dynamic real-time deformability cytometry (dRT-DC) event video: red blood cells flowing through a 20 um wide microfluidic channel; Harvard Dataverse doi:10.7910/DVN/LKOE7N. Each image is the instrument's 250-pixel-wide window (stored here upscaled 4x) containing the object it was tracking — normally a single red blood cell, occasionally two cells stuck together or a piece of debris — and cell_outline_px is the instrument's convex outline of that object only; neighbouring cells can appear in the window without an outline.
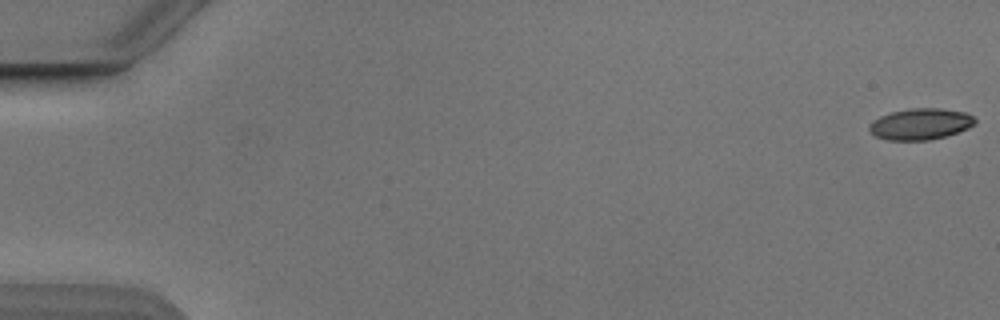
{"species": "Egyptian fruit bat (a non-hibernating species)", "species_latin": "Rousettus aegyptiacus", "temperature_condition": "cold", "stored_images_in_passage": 35, "camera_frame_rate_fps": 3000, "um_per_image_px": 0.085, "animal": {"sex": "male"}, "frame": {"image": 1, "passage_image": 1, "time_ms": 0.0, "image_size_px": [1000, 320], "cell_outline_px": [[976, 124], [968, 128], [944, 136], [928, 140], [888, 140], [876, 136], [868, 128], [880, 116], [892, 112], [912, 108], [940, 108], [964, 112], [972, 116], [976, 120]], "centroid_in_image_um": [78.27, 10.54], "position_along_channel_um": 6.7, "area_um2": 18.9}}
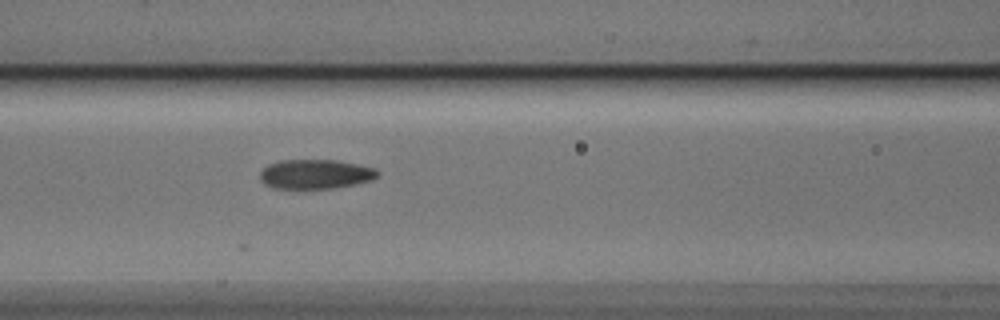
{"frame": {"image": 2, "passage_image": 24, "time_ms": 7.667, "image_size_px": [1000, 320], "cell_outline_px": [[380, 172], [372, 180], [356, 184], [332, 188], [272, 188], [264, 184], [260, 180], [260, 172], [268, 164], [280, 160], [336, 160], [376, 168]], "centroid_in_image_um": [26.8, 14.8], "position_along_channel_um": 139.8, "area_um2": 20.17}}
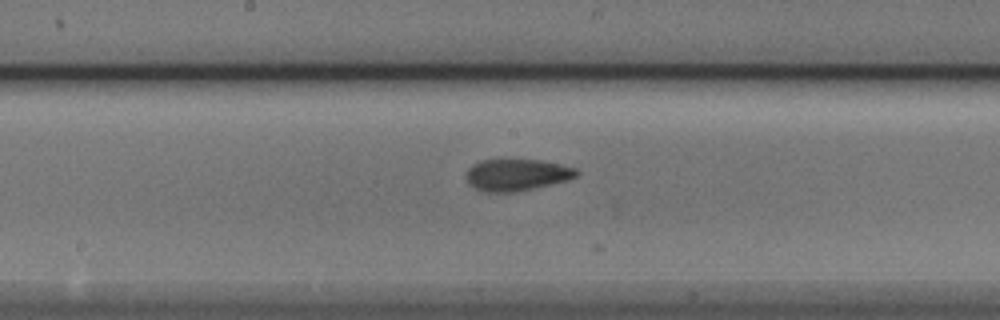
{"frame": {"image": 3, "passage_image": 29, "time_ms": 9.333, "image_size_px": [1000, 320], "cell_outline_px": [[580, 172], [576, 176], [568, 180], [516, 192], [484, 192], [468, 184], [464, 176], [468, 168], [472, 164], [480, 160], [540, 160], [576, 168]], "centroid_in_image_um": [43.88, 14.86], "position_along_channel_um": 204.3, "area_um2": 20.46}}